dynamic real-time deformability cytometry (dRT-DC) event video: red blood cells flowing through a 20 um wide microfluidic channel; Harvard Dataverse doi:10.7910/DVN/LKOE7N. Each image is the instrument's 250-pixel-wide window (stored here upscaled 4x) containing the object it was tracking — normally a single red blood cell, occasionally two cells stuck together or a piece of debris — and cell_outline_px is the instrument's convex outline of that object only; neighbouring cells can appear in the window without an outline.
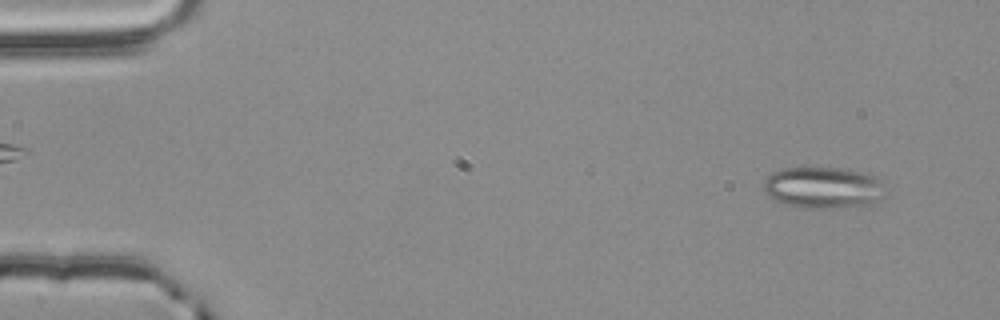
{"species": "common noctule bat (a hibernating species)", "species_latin": "Nyctalus noctula", "temperature_condition": "room temperature", "stored_images_in_passage": 55, "segment_of_instrument_passage": [1, 2], "camera_frame_rate_fps": 3000, "um_per_image_px": 0.085, "animal": {"sex": "male", "body_mass_g": 20.4}, "frame": {"image": 1, "passage_image": 4, "time_ms": 1.0, "image_size_px": [1000, 320], "cell_outline_px": [[888, 188], [884, 196], [880, 200], [868, 204], [832, 208], [800, 208], [784, 204], [776, 200], [764, 192], [764, 176], [772, 172], [784, 168], [840, 168], [860, 172], [876, 176], [888, 180]], "centroid_in_image_um": [70.04, 15.94], "position_along_channel_um": 15.0, "area_um2": 30.06}}
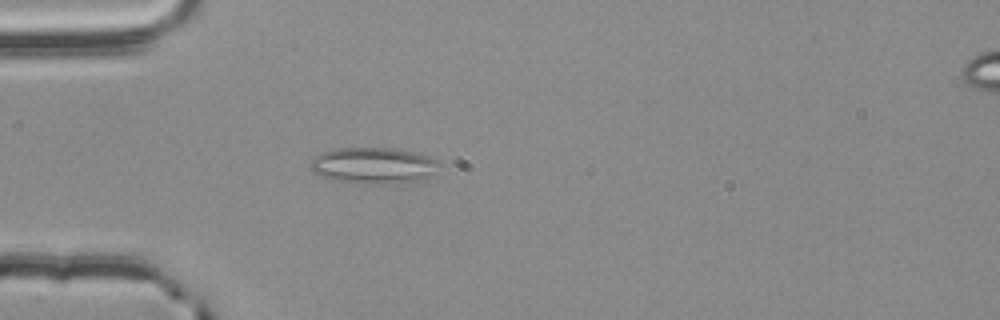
{"frame": {"image": 2, "passage_image": 16, "time_ms": 5.0, "image_size_px": [1000, 320], "cell_outline_px": [[440, 164], [436, 172], [420, 180], [364, 184], [360, 184], [328, 180], [312, 172], [312, 160], [316, 156], [332, 148], [392, 148], [416, 152], [440, 160]], "centroid_in_image_um": [31.74, 14.06], "position_along_channel_um": 53.3, "area_um2": 27.22}}